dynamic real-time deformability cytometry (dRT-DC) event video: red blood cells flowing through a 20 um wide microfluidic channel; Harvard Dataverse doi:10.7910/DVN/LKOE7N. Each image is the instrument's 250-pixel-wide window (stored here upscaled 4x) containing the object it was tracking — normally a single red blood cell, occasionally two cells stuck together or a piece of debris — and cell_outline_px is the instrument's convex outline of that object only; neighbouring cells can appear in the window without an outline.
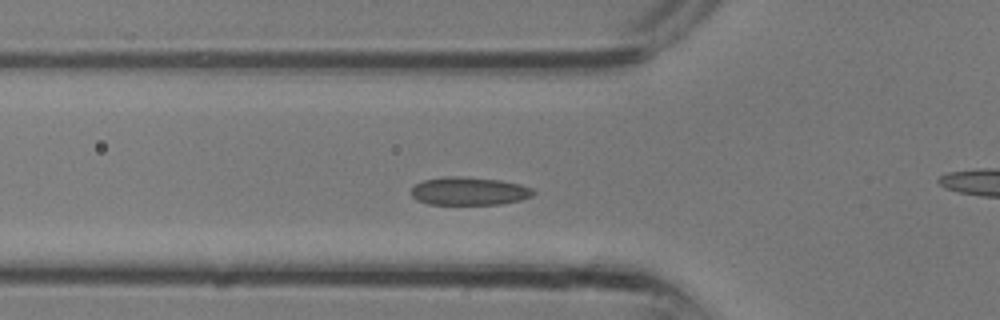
{"species": "common noctule bat (a hibernating species)", "species_latin": "Nyctalus noctula", "temperature_condition": "room temperature", "stored_images_in_passage": 27, "camera_frame_rate_fps": 3000, "um_per_image_px": 0.085, "animal": {"sex": "male", "body_mass_g": 13.3}, "frame": {"image": 1, "passage_image": 6, "time_ms": 1.667, "image_size_px": [1000, 320], "cell_outline_px": [[536, 192], [532, 196], [520, 200], [500, 204], [428, 204], [416, 200], [412, 196], [412, 188], [416, 184], [424, 180], [448, 176], [456, 176], [500, 180], [520, 184], [532, 188]], "centroid_in_image_um": [39.89, 16.25], "position_along_channel_um": 85.9, "area_um2": 19.88}}
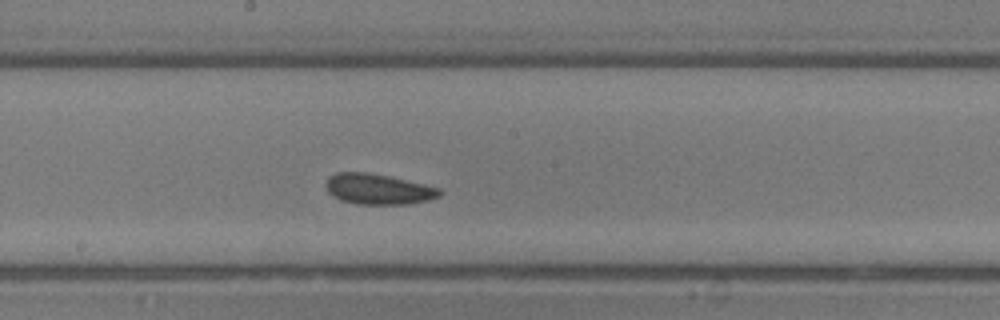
{"frame": {"image": 2, "passage_image": 12, "time_ms": 3.667, "image_size_px": [1000, 320], "cell_outline_px": [[444, 192], [440, 196], [428, 200], [408, 204], [356, 204], [340, 200], [332, 196], [328, 192], [324, 184], [328, 176], [336, 172], [368, 172], [388, 176], [424, 184], [440, 188]], "centroid_in_image_um": [32.12, 16.07], "position_along_channel_um": 216.1, "area_um2": 20.46}}
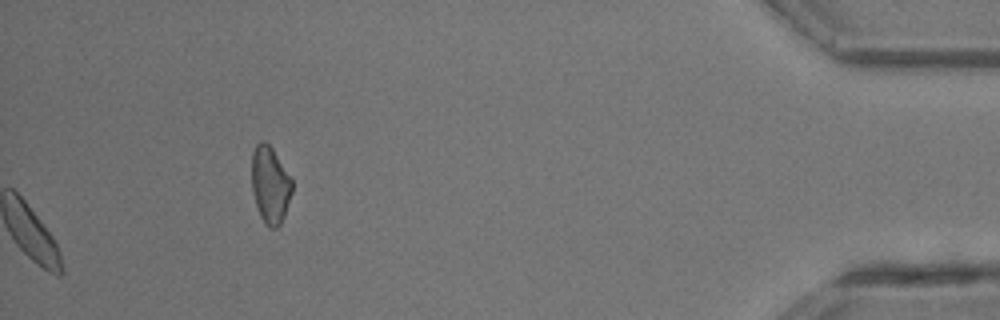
{"frame": {"image": 3, "passage_image": 27, "time_ms": 8.667, "image_size_px": [1000, 320], "cell_outline_px": [[292, 192], [284, 216], [280, 224], [276, 228], [268, 228], [264, 224], [260, 216], [252, 192], [252, 152], [256, 144], [260, 140], [264, 140], [272, 148], [292, 180]], "centroid_in_image_um": [22.95, 15.72], "position_along_channel_um": 412.3, "area_um2": 18.09}}